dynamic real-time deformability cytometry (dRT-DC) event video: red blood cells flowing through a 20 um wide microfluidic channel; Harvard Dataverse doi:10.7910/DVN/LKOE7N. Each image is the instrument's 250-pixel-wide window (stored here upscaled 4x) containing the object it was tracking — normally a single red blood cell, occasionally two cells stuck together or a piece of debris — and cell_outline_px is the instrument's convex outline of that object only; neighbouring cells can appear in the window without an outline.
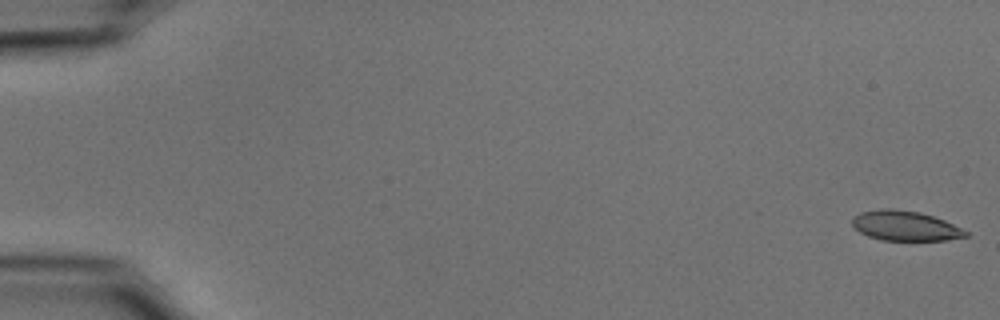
{"species": "common noctule bat (a hibernating species)", "species_latin": "Nyctalus noctula", "temperature_condition": "cold", "stored_images_in_passage": 16, "camera_frame_rate_fps": 3000, "um_per_image_px": 0.085, "animal": {"sex": "male", "body_mass_g": 15.6}, "frame": {"image": 1, "passage_image": 1, "time_ms": 0.0, "image_size_px": [1000, 320], "cell_outline_px": [[968, 236], [944, 240], [880, 240], [868, 236], [860, 232], [852, 224], [852, 216], [860, 212], [880, 208], [892, 208], [920, 212], [944, 220], [968, 232]], "centroid_in_image_um": [76.89, 19.18], "position_along_channel_um": 8.1, "area_um2": 19.71}}
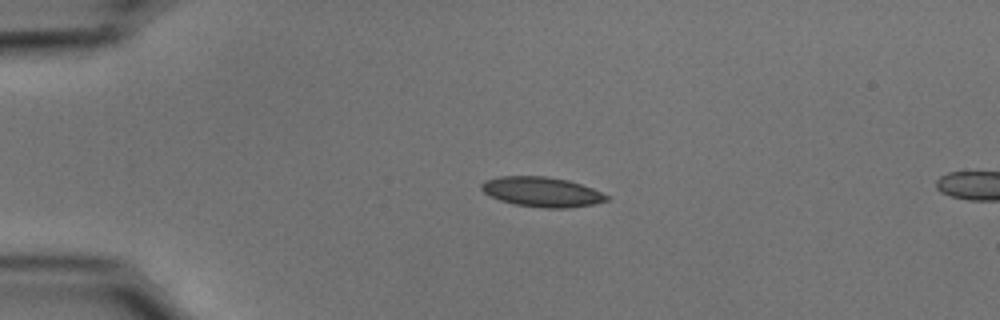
{"frame": {"image": 2, "passage_image": 13, "time_ms": 4.0, "image_size_px": [1000, 320], "cell_outline_px": [[608, 200], [592, 204], [568, 208], [544, 208], [516, 204], [500, 200], [484, 192], [480, 188], [480, 184], [484, 180], [500, 176], [544, 176], [568, 180], [592, 188], [608, 196]], "centroid_in_image_um": [46.03, 16.3], "position_along_channel_um": 39.0, "area_um2": 21.56}}